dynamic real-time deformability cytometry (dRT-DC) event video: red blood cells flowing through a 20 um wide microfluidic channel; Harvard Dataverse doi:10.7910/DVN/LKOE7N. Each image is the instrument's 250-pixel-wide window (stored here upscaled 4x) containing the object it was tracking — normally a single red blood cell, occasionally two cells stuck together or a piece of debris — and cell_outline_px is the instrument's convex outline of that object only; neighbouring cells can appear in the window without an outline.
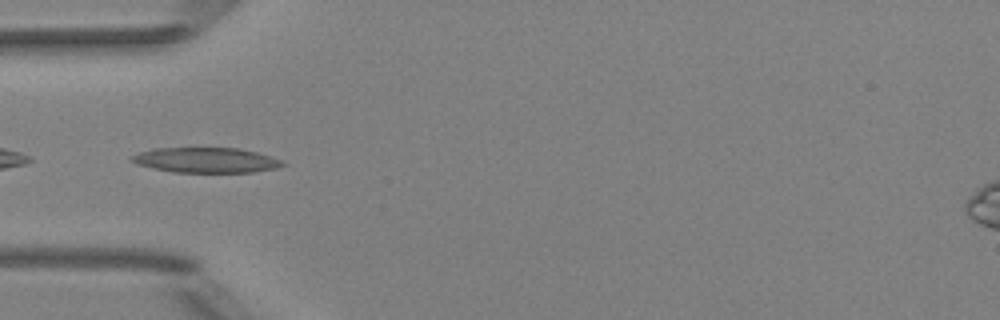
{"species": "Egyptian fruit bat (a non-hibernating species)", "species_latin": "Rousettus aegyptiacus", "temperature_condition": "room temperature", "stored_images_in_passage": 32, "camera_frame_rate_fps": 3000, "um_per_image_px": 0.085, "animal": {"sex": "female"}, "frame": {"image": 1, "passage_image": 1, "time_ms": 0.0, "image_size_px": [1000, 320], "cell_outline_px": [[288, 164], [276, 168], [252, 172], [172, 172], [152, 168], [136, 164], [128, 160], [132, 156], [140, 152], [152, 148], [240, 148], [256, 152], [284, 160]], "centroid_in_image_um": [17.52, 13.61], "position_along_channel_um": 67.5, "area_um2": 22.25}}
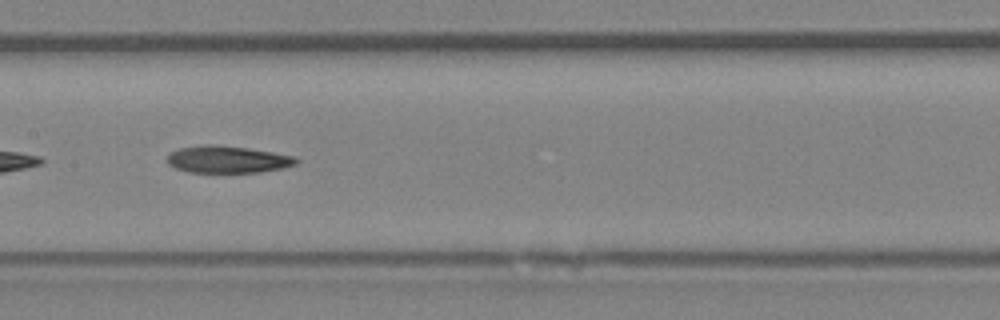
{"frame": {"image": 2, "passage_image": 10, "time_ms": 3.0, "image_size_px": [1000, 320], "cell_outline_px": [[300, 160], [296, 164], [284, 168], [260, 172], [188, 172], [176, 168], [168, 164], [168, 156], [172, 152], [180, 148], [200, 144], [212, 144], [248, 148], [296, 156]], "centroid_in_image_um": [19.38, 13.55], "position_along_channel_um": 188.0, "area_um2": 20.4}}
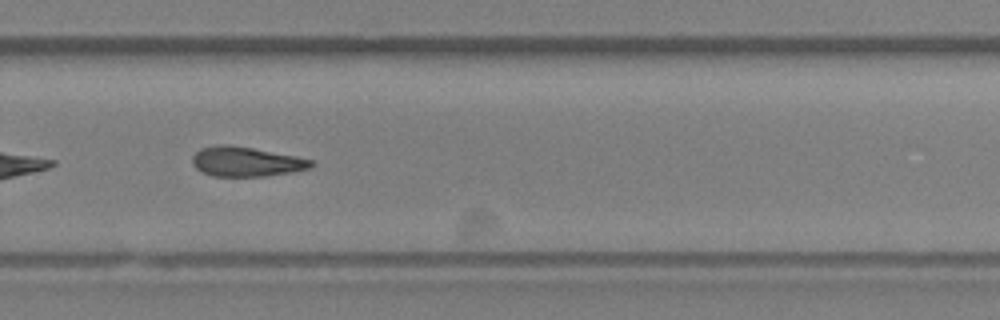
{"frame": {"image": 3, "passage_image": 19, "time_ms": 6.0, "image_size_px": [1000, 320], "cell_outline_px": [[316, 164], [312, 168], [264, 176], [212, 176], [200, 172], [192, 164], [192, 156], [200, 148], [216, 144], [228, 144], [252, 148], [296, 156], [312, 160]], "centroid_in_image_um": [20.89, 13.73], "position_along_channel_um": 308.9, "area_um2": 20.63}}